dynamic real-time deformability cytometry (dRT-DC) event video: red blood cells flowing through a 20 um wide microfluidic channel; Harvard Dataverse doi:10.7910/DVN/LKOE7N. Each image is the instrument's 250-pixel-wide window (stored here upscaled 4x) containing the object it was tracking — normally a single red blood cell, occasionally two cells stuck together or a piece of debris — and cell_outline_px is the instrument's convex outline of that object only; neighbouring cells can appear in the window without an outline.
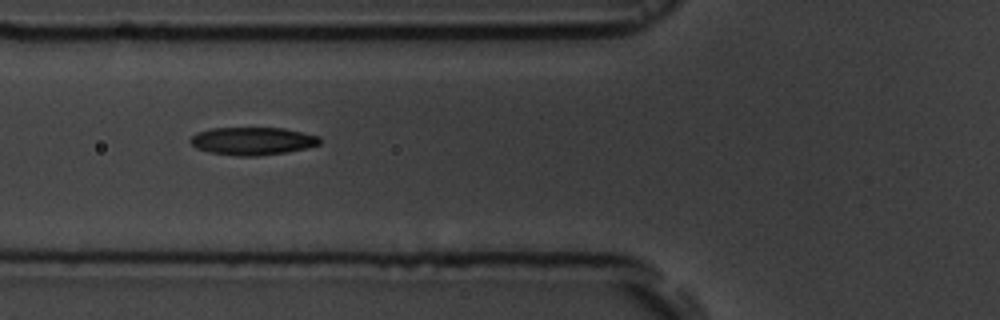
{"species": "common noctule bat (a hibernating species)", "species_latin": "Nyctalus noctula", "temperature_condition": "room temperature", "stored_images_in_passage": 11, "camera_frame_rate_fps": 3000, "um_per_image_px": 0.085, "animal": {"sex": "male", "body_mass_g": 19.5, "forearm_length_mm": 54.6}, "frame": {"image": 1, "passage_image": 7, "time_ms": 6.667, "image_size_px": [1000, 320], "cell_outline_px": [[320, 144], [308, 148], [284, 152], [256, 156], [236, 156], [208, 152], [196, 148], [188, 140], [196, 132], [212, 128], [284, 128], [320, 136]], "centroid_in_image_um": [21.45, 11.98], "position_along_channel_um": 104.4, "area_um2": 21.04}}
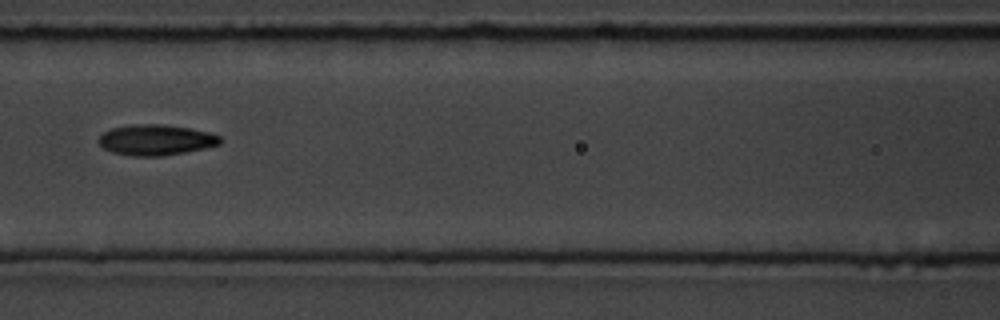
{"frame": {"image": 2, "passage_image": 8, "time_ms": 8.0, "image_size_px": [1000, 320], "cell_outline_px": [[224, 140], [220, 144], [204, 148], [184, 152], [160, 156], [132, 156], [112, 152], [104, 148], [96, 140], [104, 132], [112, 128], [132, 124], [164, 124], [192, 128], [208, 132], [220, 136]], "centroid_in_image_um": [13.26, 11.88], "position_along_channel_um": 153.3, "area_um2": 21.79}}